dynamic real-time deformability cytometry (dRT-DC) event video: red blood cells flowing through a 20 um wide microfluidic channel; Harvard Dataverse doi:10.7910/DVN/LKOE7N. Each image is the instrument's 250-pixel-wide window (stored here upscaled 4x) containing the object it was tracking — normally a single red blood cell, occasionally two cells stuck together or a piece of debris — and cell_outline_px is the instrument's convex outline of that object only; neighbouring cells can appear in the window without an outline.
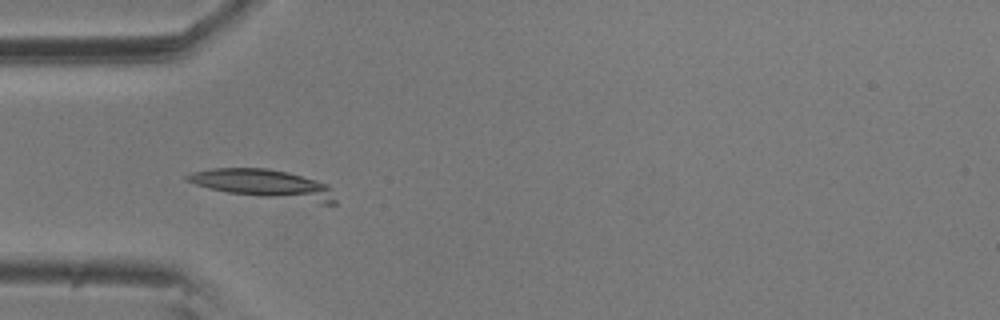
{"species": "common noctule bat (a hibernating species)", "species_latin": "Nyctalus noctula", "temperature_condition": "room temperature", "stored_images_in_passage": 5, "camera_frame_rate_fps": 3000, "um_per_image_px": 0.085, "animal": {"sex": "male", "body_mass_g": 20.5, "forearm_length_mm": 52.5}, "frame": {"image": 1, "passage_image": 4, "time_ms": 1.0, "image_size_px": [1000, 320], "cell_outline_px": [[336, 204], [320, 204], [228, 192], [208, 188], [184, 180], [184, 176], [192, 172], [212, 168], [268, 168], [288, 172], [316, 180], [328, 184], [336, 200]], "centroid_in_image_um": [22.46, 15.65], "position_along_channel_um": 62.5, "area_um2": 24.91}}